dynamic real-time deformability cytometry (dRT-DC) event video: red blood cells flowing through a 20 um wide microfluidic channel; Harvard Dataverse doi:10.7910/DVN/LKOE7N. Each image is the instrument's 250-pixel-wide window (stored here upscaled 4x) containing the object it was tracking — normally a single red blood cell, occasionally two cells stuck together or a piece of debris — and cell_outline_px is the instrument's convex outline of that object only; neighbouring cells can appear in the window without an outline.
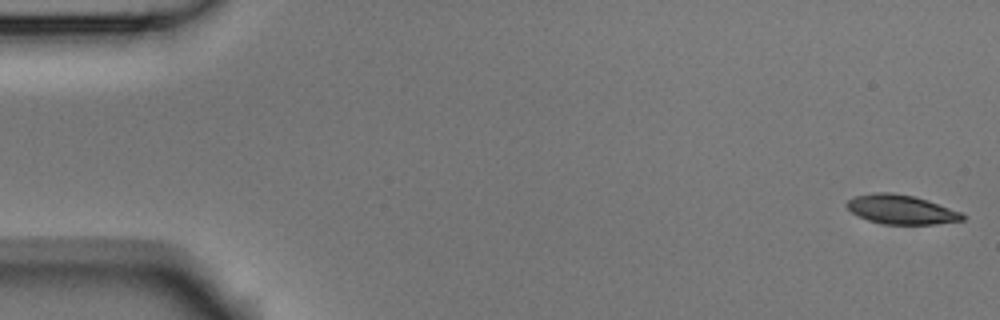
{"species": "Egyptian fruit bat (a non-hibernating species)", "species_latin": "Rousettus aegyptiacus", "temperature_condition": "room temperature", "stored_images_in_passage": 16, "camera_frame_rate_fps": 3000, "um_per_image_px": 0.085, "animal": {"sex": "male"}, "frame": {"image": 1, "passage_image": 1, "time_ms": 0.0, "image_size_px": [1000, 320], "cell_outline_px": [[968, 216], [964, 220], [936, 224], [884, 224], [868, 220], [852, 212], [844, 204], [848, 200], [856, 196], [872, 192], [892, 192], [916, 196], [928, 200], [960, 212]], "centroid_in_image_um": [76.61, 17.8], "position_along_channel_um": 8.4, "area_um2": 19.77}}
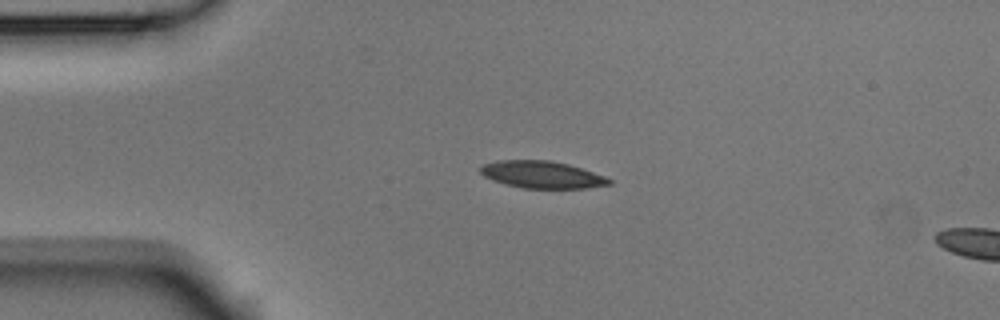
{"frame": {"image": 2, "passage_image": 12, "time_ms": 3.667, "image_size_px": [1000, 320], "cell_outline_px": [[612, 184], [584, 188], [524, 188], [492, 180], [484, 176], [480, 172], [480, 168], [484, 164], [500, 160], [548, 160], [568, 164], [604, 176], [612, 180]], "centroid_in_image_um": [46.06, 14.84], "position_along_channel_um": 38.9, "area_um2": 20.06}}